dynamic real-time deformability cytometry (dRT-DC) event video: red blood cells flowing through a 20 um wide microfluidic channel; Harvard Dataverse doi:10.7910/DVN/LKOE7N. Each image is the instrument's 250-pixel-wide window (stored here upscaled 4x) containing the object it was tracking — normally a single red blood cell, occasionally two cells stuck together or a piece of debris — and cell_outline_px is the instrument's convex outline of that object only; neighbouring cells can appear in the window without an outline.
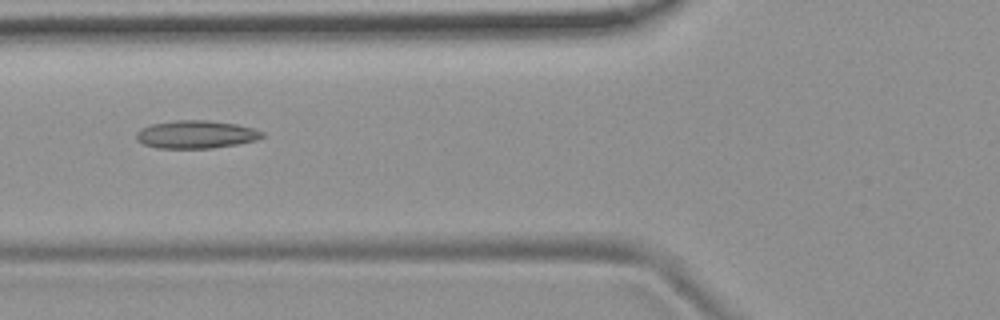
{"species": "common noctule bat (a hibernating species)", "species_latin": "Nyctalus noctula", "temperature_condition": "room temperature", "stored_images_in_passage": 54, "camera_frame_rate_fps": 3000, "um_per_image_px": 0.085, "animal": {"sex": "female", "body_mass_g": 19.9}, "frame": {"image": 1, "passage_image": 21, "time_ms": 6.667, "image_size_px": [1000, 320], "cell_outline_px": [[264, 136], [256, 140], [236, 144], [212, 148], [156, 148], [144, 144], [136, 140], [136, 132], [140, 128], [152, 124], [176, 120], [208, 120], [236, 124], [252, 128], [264, 132]], "centroid_in_image_um": [16.64, 11.42], "position_along_channel_um": 109.2, "area_um2": 20.46}}
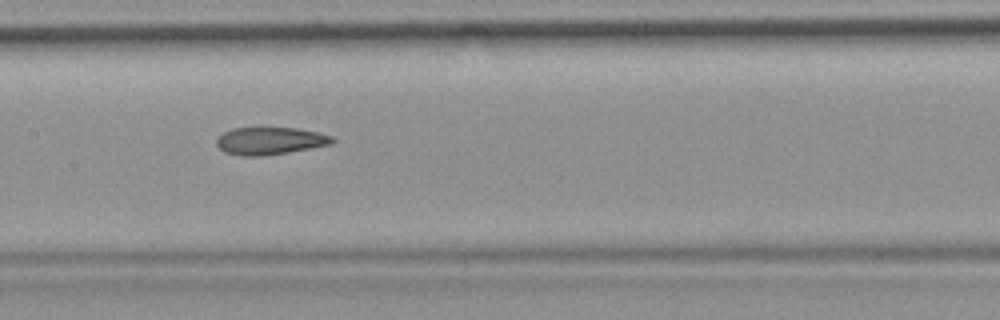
{"frame": {"image": 2, "passage_image": 27, "time_ms": 8.667, "image_size_px": [1000, 320], "cell_outline_px": [[336, 140], [332, 144], [288, 152], [264, 156], [240, 156], [224, 152], [216, 144], [216, 140], [224, 132], [232, 128], [296, 128], [316, 132], [332, 136]], "centroid_in_image_um": [22.94, 11.98], "position_along_channel_um": 184.5, "area_um2": 18.44}}
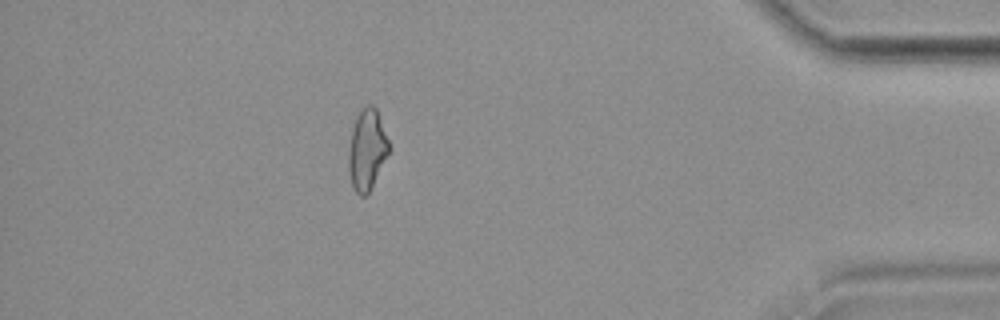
{"frame": {"image": 3, "passage_image": 48, "time_ms": 15.667, "image_size_px": [1000, 320], "cell_outline_px": [[392, 148], [368, 192], [364, 196], [360, 196], [352, 188], [348, 168], [348, 152], [352, 128], [356, 116], [364, 104], [372, 104], [376, 108]], "centroid_in_image_um": [31.19, 12.68], "position_along_channel_um": 404.0, "area_um2": 19.19}, "authors_computed_cell_mechanics": {"area_um2": 19.6231, "velocity_mm_per_s": 3.7651, "shape_relaxation_time_tau1_ms": null, "shape_relaxation_time_tau2_ms": 3.1393, "deformation_change_tau1": null, "deformation_change_tau2": 0.1156}}